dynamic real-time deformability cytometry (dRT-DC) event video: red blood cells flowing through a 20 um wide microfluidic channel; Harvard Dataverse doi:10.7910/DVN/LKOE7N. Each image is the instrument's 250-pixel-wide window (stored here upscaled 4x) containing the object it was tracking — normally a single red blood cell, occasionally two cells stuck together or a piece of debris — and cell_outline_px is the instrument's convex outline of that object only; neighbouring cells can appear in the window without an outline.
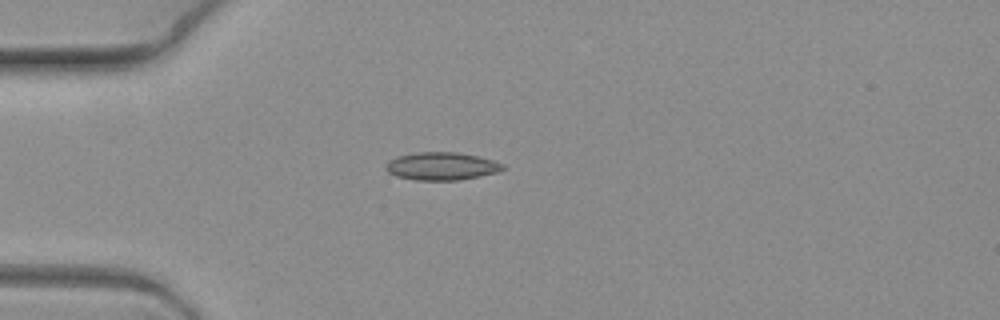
{"species": "common noctule bat (a hibernating species)", "species_latin": "Nyctalus noctula", "temperature_condition": "warm", "stored_images_in_passage": 3, "camera_frame_rate_fps": 3000, "um_per_image_px": 0.085, "animal": {"sex": "female", "body_mass_g": 19.3, "forearm_length_mm": 54.1}, "frame": {"image": 1, "passage_image": 1, "time_ms": 0.0, "image_size_px": [1000, 320], "cell_outline_px": [[504, 168], [496, 172], [480, 176], [460, 180], [416, 180], [396, 176], [388, 172], [384, 168], [384, 164], [388, 160], [400, 156], [420, 152], [456, 152], [476, 156], [492, 160], [504, 164]], "centroid_in_image_um": [37.5, 14.13], "position_along_channel_um": 47.5, "area_um2": 18.84}}
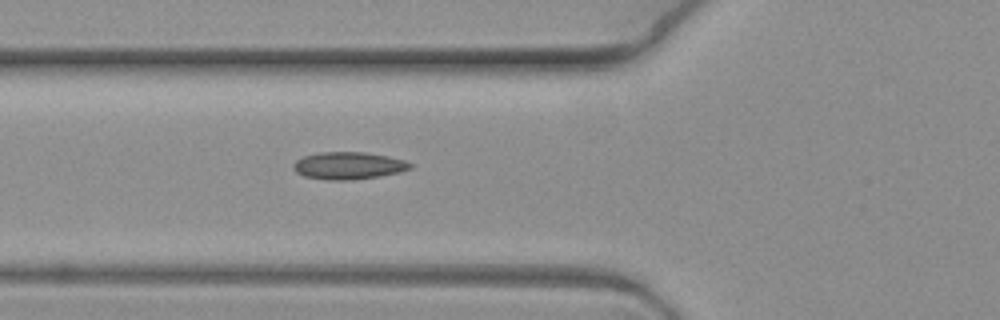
{"frame": {"image": 2, "passage_image": 3, "time_ms": 0.667, "image_size_px": [1000, 320], "cell_outline_px": [[412, 168], [400, 172], [380, 176], [348, 180], [328, 180], [304, 176], [296, 172], [292, 168], [292, 164], [296, 160], [304, 156], [320, 152], [364, 152], [388, 156], [404, 160], [412, 164]], "centroid_in_image_um": [29.61, 14.08], "position_along_channel_um": 96.2, "area_um2": 18.61}}